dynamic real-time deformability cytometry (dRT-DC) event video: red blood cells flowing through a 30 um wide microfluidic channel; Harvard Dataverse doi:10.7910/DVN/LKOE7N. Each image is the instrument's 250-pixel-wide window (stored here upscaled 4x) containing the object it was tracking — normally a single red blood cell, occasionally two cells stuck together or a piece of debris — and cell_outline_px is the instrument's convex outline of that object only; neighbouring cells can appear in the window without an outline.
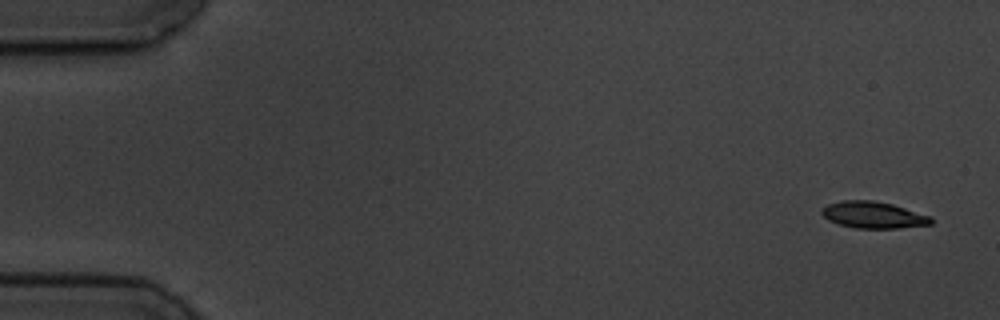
{"species": "common noctule bat (a hibernating species)", "species_latin": "Nyctalus noctula", "temperature_condition": "cold", "stored_images_in_passage": 5, "camera_frame_rate_fps": 3000, "um_per_image_px": 0.085, "animal": {"sex": "male", "body_mass_g": 19.5, "forearm_length_mm": 54.6}, "frame": {"image": 1, "passage_image": 1, "time_ms": 0.0, "image_size_px": [1000, 320], "cell_outline_px": [[932, 224], [896, 228], [856, 228], [840, 224], [828, 220], [820, 212], [828, 204], [844, 200], [872, 200], [892, 204], [932, 216]], "centroid_in_image_um": [74.25, 18.26], "position_along_channel_um": 10.7, "area_um2": 16.82}}
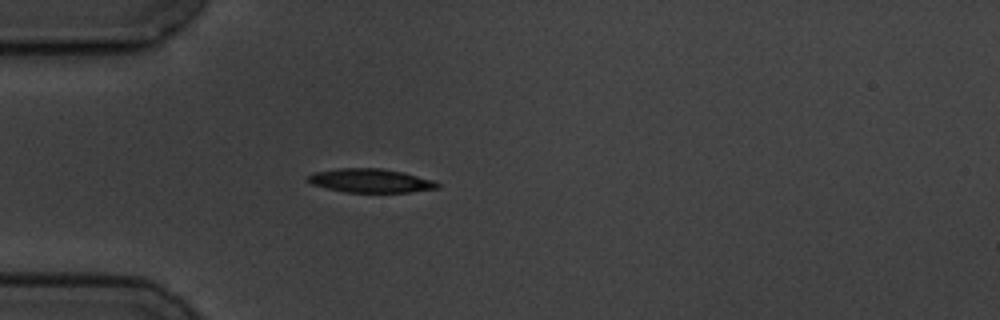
{"frame": {"image": 2, "passage_image": 5, "time_ms": 4.667, "image_size_px": [1000, 320], "cell_outline_px": [[440, 188], [408, 192], [344, 192], [312, 184], [304, 176], [316, 172], [336, 168], [380, 168], [404, 172], [436, 180], [440, 184]], "centroid_in_image_um": [31.53, 15.35], "position_along_channel_um": 53.5, "area_um2": 18.09}}